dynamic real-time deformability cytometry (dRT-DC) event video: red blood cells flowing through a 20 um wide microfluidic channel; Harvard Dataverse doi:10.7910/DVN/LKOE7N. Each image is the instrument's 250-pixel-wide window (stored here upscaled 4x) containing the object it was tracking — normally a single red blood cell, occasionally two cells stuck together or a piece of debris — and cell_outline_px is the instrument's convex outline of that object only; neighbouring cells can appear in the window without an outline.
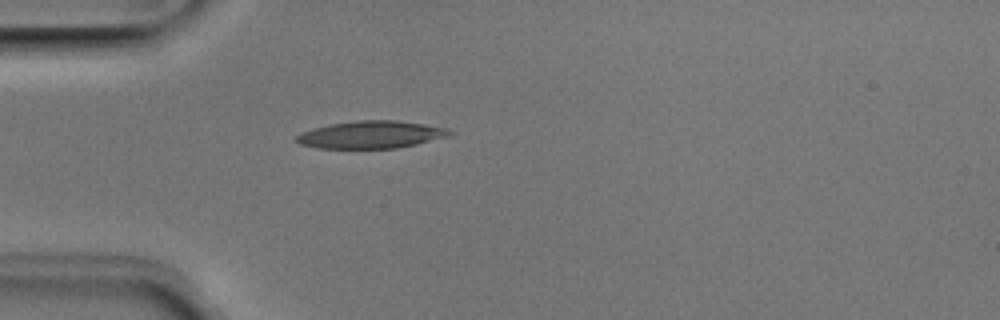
{"species": "Egyptian fruit bat (a non-hibernating species)", "species_latin": "Rousettus aegyptiacus", "temperature_condition": "room temperature", "stored_images_in_passage": 2, "camera_frame_rate_fps": 3000, "um_per_image_px": 0.085, "animal": {"sex": "male"}, "frame": {"image": 1, "passage_image": 2, "time_ms": 0.333, "image_size_px": [1000, 320], "cell_outline_px": [[456, 132], [448, 136], [416, 144], [396, 148], [316, 148], [300, 144], [296, 140], [296, 136], [312, 128], [332, 124], [356, 120], [396, 120], [424, 124], [448, 128]], "centroid_in_image_um": [31.57, 11.44], "position_along_channel_um": 53.4, "area_um2": 24.39}}